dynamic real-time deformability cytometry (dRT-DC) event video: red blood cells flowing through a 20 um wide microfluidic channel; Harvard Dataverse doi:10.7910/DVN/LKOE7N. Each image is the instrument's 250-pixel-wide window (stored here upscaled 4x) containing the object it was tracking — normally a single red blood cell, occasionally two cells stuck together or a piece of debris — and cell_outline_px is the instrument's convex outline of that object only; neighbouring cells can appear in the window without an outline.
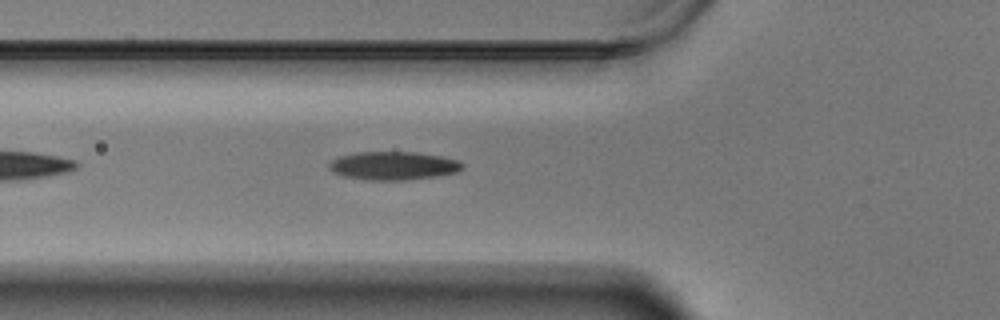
{"species": "Egyptian fruit bat (a non-hibernating species)", "species_latin": "Rousettus aegyptiacus", "temperature_condition": "warm", "stored_images_in_passage": 10, "camera_frame_rate_fps": 3000, "um_per_image_px": 0.085, "animal": {"sex": "male"}, "frame": {"image": 1, "passage_image": 6, "time_ms": 1.667, "image_size_px": [1000, 320], "cell_outline_px": [[464, 168], [456, 172], [436, 176], [404, 180], [368, 180], [344, 176], [332, 172], [328, 168], [328, 164], [332, 160], [340, 156], [356, 152], [412, 152], [440, 156], [456, 160], [464, 164]], "centroid_in_image_um": [33.4, 14.09], "position_along_channel_um": 92.4, "area_um2": 21.91}}